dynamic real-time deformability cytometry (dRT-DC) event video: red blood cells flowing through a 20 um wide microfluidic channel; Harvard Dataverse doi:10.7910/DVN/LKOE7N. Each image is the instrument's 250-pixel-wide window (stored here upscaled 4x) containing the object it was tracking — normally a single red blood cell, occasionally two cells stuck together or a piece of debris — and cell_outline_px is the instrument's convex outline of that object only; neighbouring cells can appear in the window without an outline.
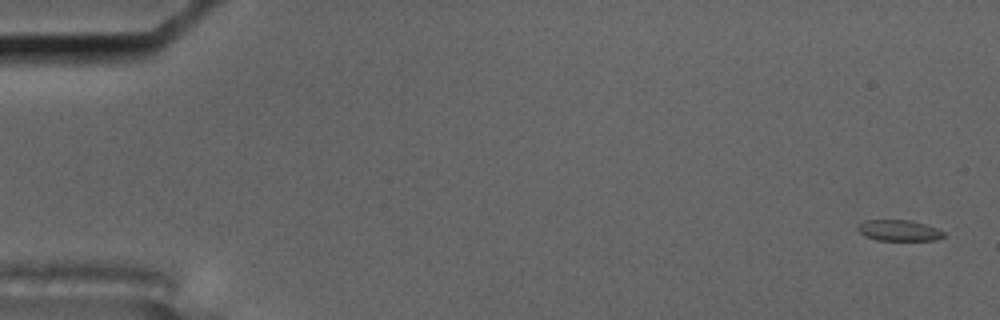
{"species": "common noctule bat (a hibernating species)", "species_latin": "Nyctalus noctula", "temperature_condition": "cold", "stored_images_in_passage": 4, "camera_frame_rate_fps": 3000, "um_per_image_px": 0.085, "animal": {"sex": "male", "body_mass_g": 17.5, "forearm_length_mm": 52.3}, "frame": {"image": 1, "passage_image": 1, "time_ms": 0.0, "image_size_px": [1000, 320], "cell_outline_px": [[944, 236], [936, 240], [876, 240], [864, 236], [856, 228], [864, 220], [912, 220], [936, 228], [944, 232]], "centroid_in_image_um": [76.39, 19.59], "position_along_channel_um": 8.6, "area_um2": 10.46}}